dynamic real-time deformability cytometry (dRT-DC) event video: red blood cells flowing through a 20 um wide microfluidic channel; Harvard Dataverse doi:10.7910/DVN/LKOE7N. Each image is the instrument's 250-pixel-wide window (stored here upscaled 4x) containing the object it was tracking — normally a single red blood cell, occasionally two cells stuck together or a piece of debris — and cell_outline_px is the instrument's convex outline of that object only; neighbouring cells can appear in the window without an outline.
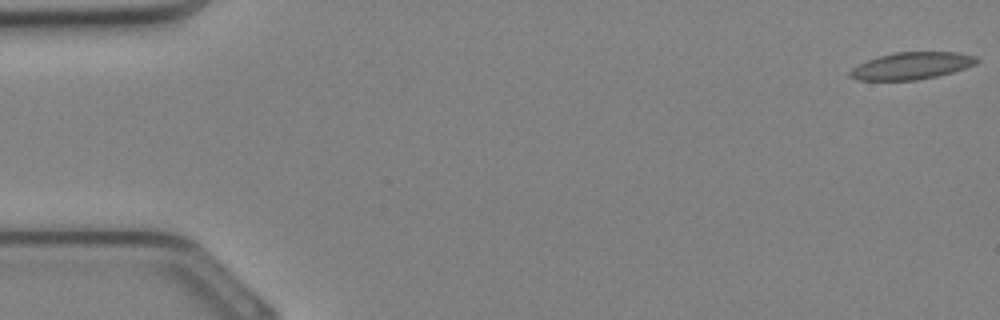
{"species": "Egyptian fruit bat (a non-hibernating species)", "species_latin": "Rousettus aegyptiacus", "temperature_condition": "cold", "stored_images_in_passage": 34, "camera_frame_rate_fps": 3000, "um_per_image_px": 0.085, "animal": {"sex": "female"}, "frame": {"image": 1, "passage_image": 1, "time_ms": 0.0, "image_size_px": [1000, 320], "cell_outline_px": [[980, 60], [976, 64], [952, 72], [936, 76], [916, 80], [856, 80], [848, 76], [848, 72], [852, 68], [868, 60], [892, 52], [960, 52], [976, 56]], "centroid_in_image_um": [77.49, 5.59], "position_along_channel_um": 7.5, "area_um2": 20.0}}
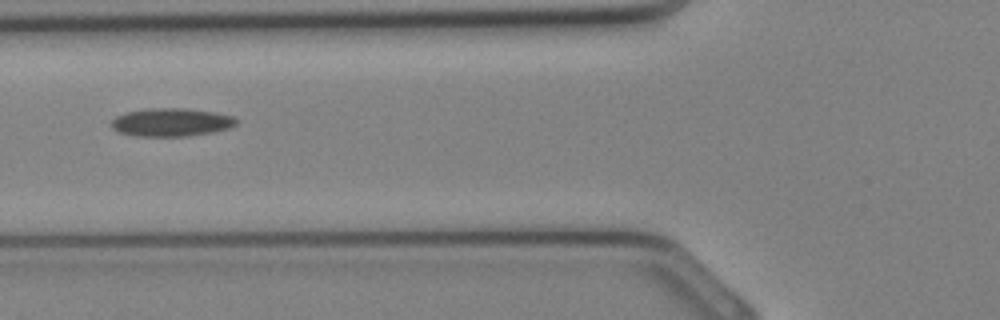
{"frame": {"image": 2, "passage_image": 13, "time_ms": 4.0, "image_size_px": [1000, 320], "cell_outline_px": [[236, 124], [228, 128], [212, 132], [188, 136], [136, 136], [120, 132], [112, 128], [108, 124], [116, 116], [124, 112], [152, 108], [184, 108], [216, 112], [236, 116]], "centroid_in_image_um": [14.54, 10.38], "position_along_channel_um": 111.3, "area_um2": 20.63}}
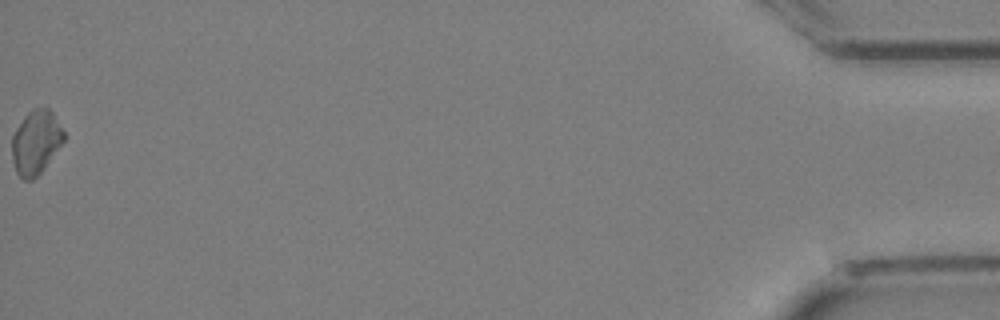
{"frame": {"image": 3, "passage_image": 34, "time_ms": 11.0, "image_size_px": [1000, 320], "cell_outline_px": [[64, 140], [44, 168], [32, 180], [24, 180], [16, 172], [12, 156], [12, 136], [16, 128], [24, 116], [32, 108], [48, 108], [52, 112], [64, 132]], "centroid_in_image_um": [3.03, 12.08], "position_along_channel_um": 432.2, "area_um2": 19.07}}